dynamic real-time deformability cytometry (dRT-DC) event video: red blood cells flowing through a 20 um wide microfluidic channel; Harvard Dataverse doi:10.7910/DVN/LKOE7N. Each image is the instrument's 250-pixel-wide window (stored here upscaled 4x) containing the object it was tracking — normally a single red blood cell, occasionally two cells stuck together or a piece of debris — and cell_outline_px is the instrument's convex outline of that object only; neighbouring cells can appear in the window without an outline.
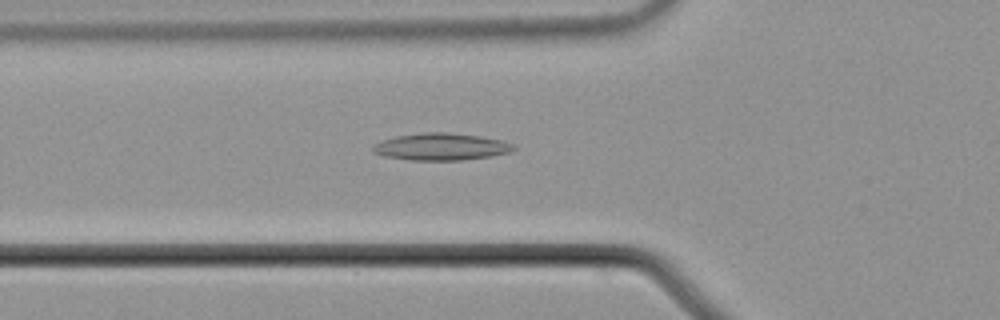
{"species": "common noctule bat (a hibernating species)", "species_latin": "Nyctalus noctula", "temperature_condition": "cold", "stored_images_in_passage": 49, "camera_frame_rate_fps": 3000, "um_per_image_px": 0.085, "animal": {"sex": "male", "body_mass_g": 21.5, "forearm_length_mm": 52.0}, "frame": {"image": 1, "passage_image": 14, "time_ms": 4.333, "image_size_px": [1000, 320], "cell_outline_px": [[516, 148], [508, 152], [488, 156], [460, 160], [412, 160], [384, 156], [372, 152], [372, 148], [376, 144], [384, 140], [396, 136], [420, 132], [444, 132], [480, 136], [500, 140], [512, 144]], "centroid_in_image_um": [37.45, 12.46], "position_along_channel_um": 88.3, "area_um2": 21.85}}
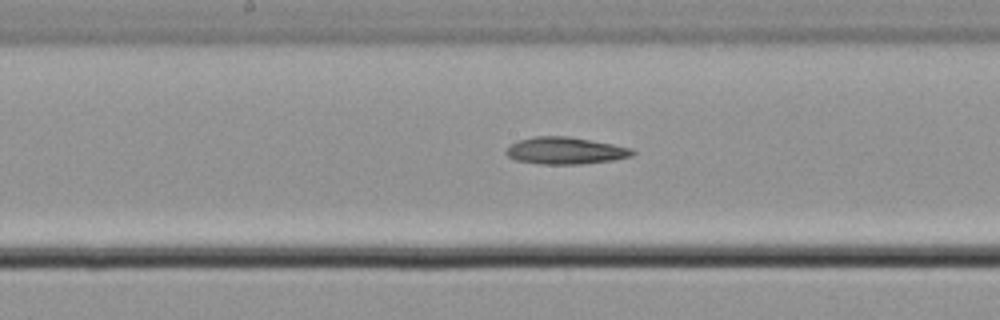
{"frame": {"image": 2, "passage_image": 23, "time_ms": 7.333, "image_size_px": [1000, 320], "cell_outline_px": [[636, 152], [632, 156], [612, 160], [580, 164], [544, 164], [516, 160], [508, 156], [504, 152], [512, 144], [520, 140], [536, 136], [568, 136], [612, 144], [632, 148]], "centroid_in_image_um": [48.08, 12.81], "position_along_channel_um": 200.1, "area_um2": 19.65}}
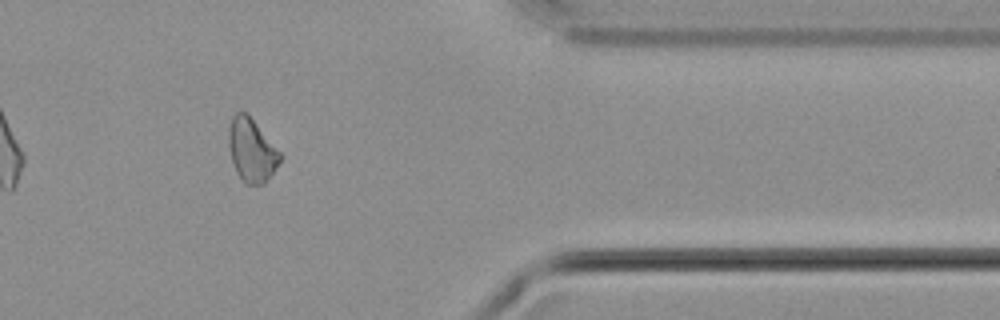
{"frame": {"image": 3, "passage_image": 40, "time_ms": 13.0, "image_size_px": [1000, 320], "cell_outline_px": [[284, 156], [264, 184], [244, 184], [240, 180], [232, 164], [228, 144], [228, 128], [232, 116], [236, 112], [244, 112], [284, 152]], "centroid_in_image_um": [21.4, 12.79], "position_along_channel_um": 390.0, "area_um2": 19.36}, "authors_computed_cell_mechanics": {"area_um2": 19.8832, "velocity_mm_per_s": 3.7171, "shape_relaxation_time_tau1_ms": 8.8958, "shape_relaxation_time_tau2_ms": null, "deformation_change_tau1": 0.1234, "deformation_change_tau2": null}}